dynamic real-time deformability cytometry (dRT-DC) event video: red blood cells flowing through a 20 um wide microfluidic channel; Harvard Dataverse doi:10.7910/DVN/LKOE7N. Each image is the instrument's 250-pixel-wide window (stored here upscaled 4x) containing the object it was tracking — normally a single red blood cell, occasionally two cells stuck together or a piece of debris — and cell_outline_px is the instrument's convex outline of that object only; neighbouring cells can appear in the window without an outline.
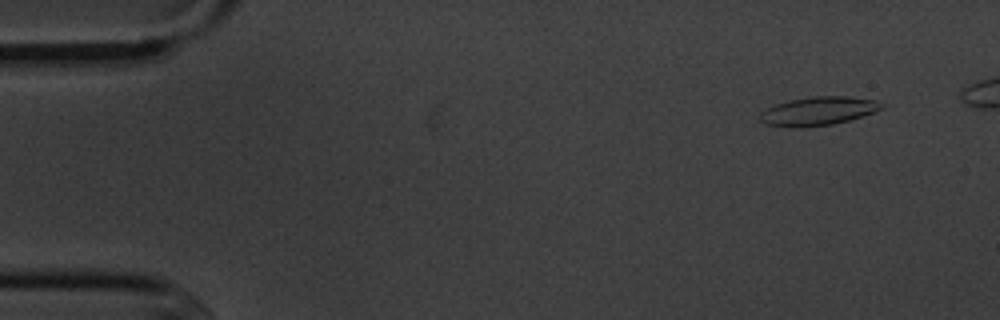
{"species": "common noctule bat (a hibernating species)", "species_latin": "Nyctalus noctula", "temperature_condition": "cold", "stored_images_in_passage": 4, "camera_frame_rate_fps": 3000, "um_per_image_px": 0.085, "animal": {"sex": "male", "body_mass_g": 20.1, "forearm_length_mm": 53.5}, "frame": {"image": 1, "passage_image": 1, "time_ms": 0.0, "image_size_px": [1000, 320], "cell_outline_px": [[884, 108], [848, 120], [832, 124], [804, 128], [788, 128], [768, 124], [760, 120], [760, 112], [776, 104], [788, 100], [812, 96], [848, 96], [872, 100], [884, 104]], "centroid_in_image_um": [69.5, 9.45], "position_along_channel_um": 15.5, "area_um2": 20.17}}